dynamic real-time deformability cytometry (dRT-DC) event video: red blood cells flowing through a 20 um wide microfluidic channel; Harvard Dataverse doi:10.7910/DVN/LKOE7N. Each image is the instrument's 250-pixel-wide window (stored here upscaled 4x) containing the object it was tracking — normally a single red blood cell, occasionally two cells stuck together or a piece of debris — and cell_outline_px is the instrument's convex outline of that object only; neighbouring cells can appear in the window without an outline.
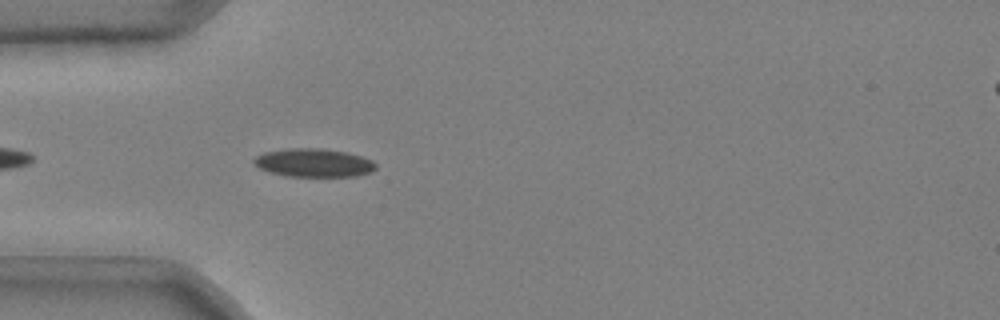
{"species": "common noctule bat (a hibernating species)", "species_latin": "Nyctalus noctula", "temperature_condition": "cold", "stored_images_in_passage": 40, "camera_frame_rate_fps": 3000, "um_per_image_px": 0.085, "animal": {"sex": "male", "body_mass_g": 20.4}, "frame": {"image": 1, "passage_image": 4, "time_ms": 1.0, "image_size_px": [1000, 320], "cell_outline_px": [[376, 168], [372, 172], [356, 176], [284, 176], [268, 172], [260, 168], [252, 160], [256, 156], [264, 152], [292, 148], [320, 148], [348, 152], [372, 160], [376, 164]], "centroid_in_image_um": [26.68, 13.84], "position_along_channel_um": 58.3, "area_um2": 20.17}}
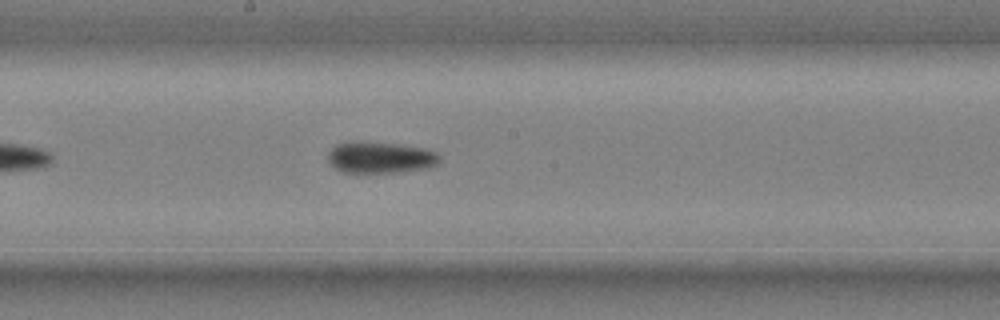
{"frame": {"image": 2, "passage_image": 17, "time_ms": 5.333, "image_size_px": [1000, 320], "cell_outline_px": [[440, 160], [436, 164], [428, 168], [404, 172], [344, 172], [336, 168], [328, 160], [328, 152], [336, 144], [348, 140], [364, 140], [400, 144], [424, 148], [436, 152], [440, 156]], "centroid_in_image_um": [32.32, 13.35], "position_along_channel_um": 215.9, "area_um2": 20.87}}
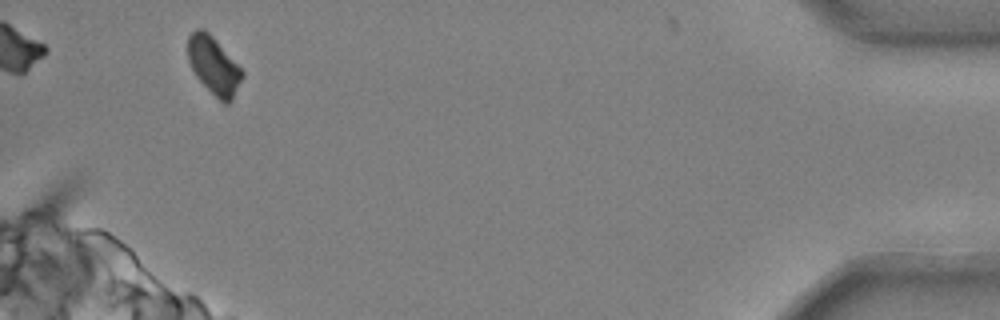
{"frame": {"image": 3, "passage_image": 38, "time_ms": 12.333, "image_size_px": [1000, 320], "cell_outline_px": [[244, 76], [232, 100], [228, 104], [224, 104], [196, 76], [188, 60], [188, 36], [196, 28], [204, 28], [212, 36], [244, 72]], "centroid_in_image_um": [18.17, 5.56], "position_along_channel_um": 417.0, "area_um2": 17.92}}